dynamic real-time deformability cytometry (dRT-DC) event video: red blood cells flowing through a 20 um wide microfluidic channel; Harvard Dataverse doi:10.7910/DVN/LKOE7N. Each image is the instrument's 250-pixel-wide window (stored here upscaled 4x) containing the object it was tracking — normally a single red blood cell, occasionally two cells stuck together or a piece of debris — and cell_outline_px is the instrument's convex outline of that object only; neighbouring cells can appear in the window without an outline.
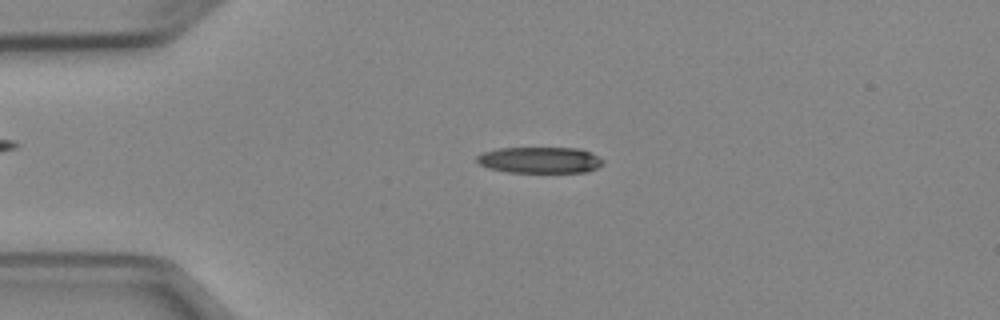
{"species": "Egyptian fruit bat (a non-hibernating species)", "species_latin": "Rousettus aegyptiacus", "temperature_condition": "cold", "stored_images_in_passage": 50, "camera_frame_rate_fps": 3000, "um_per_image_px": 0.085, "animal": {"sex": "female"}, "frame": {"image": 1, "passage_image": 11, "time_ms": 3.333, "image_size_px": [1000, 320], "cell_outline_px": [[604, 164], [588, 172], [508, 172], [488, 168], [480, 164], [476, 160], [476, 156], [484, 152], [500, 148], [580, 148], [592, 152], [604, 160]], "centroid_in_image_um": [45.93, 13.6], "position_along_channel_um": 39.1, "area_um2": 19.36}}
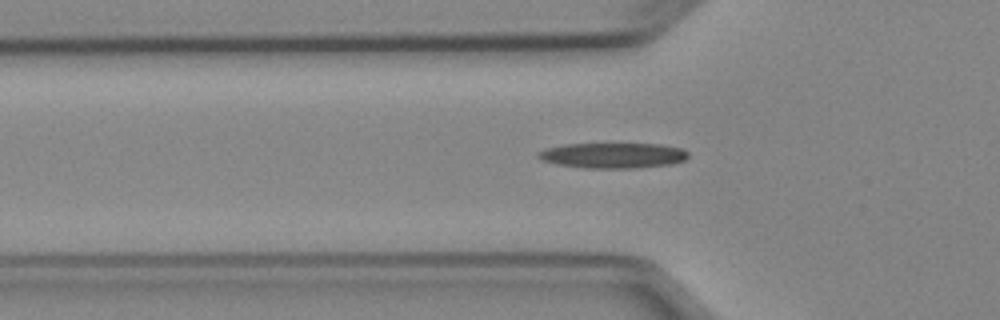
{"frame": {"image": 2, "passage_image": 16, "time_ms": 5.0, "image_size_px": [1000, 320], "cell_outline_px": [[688, 156], [684, 160], [672, 164], [636, 168], [584, 168], [556, 164], [540, 160], [536, 156], [536, 152], [544, 148], [564, 144], [660, 144], [684, 148], [688, 152]], "centroid_in_image_um": [52.07, 13.21], "position_along_channel_um": 73.7, "area_um2": 22.48}}
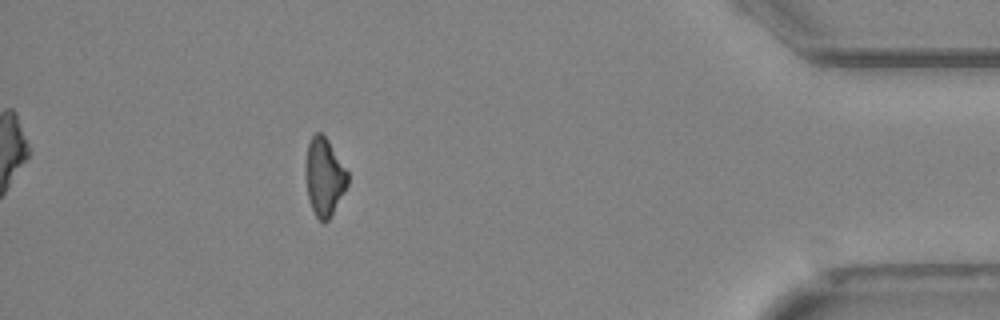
{"frame": {"image": 3, "passage_image": 45, "time_ms": 14.667, "image_size_px": [1000, 320], "cell_outline_px": [[348, 184], [344, 192], [328, 220], [324, 224], [316, 216], [312, 208], [308, 196], [304, 172], [304, 164], [308, 144], [312, 136], [316, 132], [320, 132], [328, 140], [348, 172]], "centroid_in_image_um": [27.54, 15.02], "position_along_channel_um": 407.7, "area_um2": 19.07}}